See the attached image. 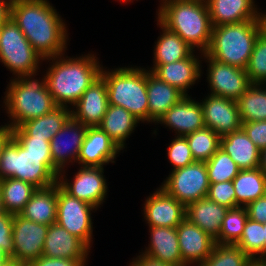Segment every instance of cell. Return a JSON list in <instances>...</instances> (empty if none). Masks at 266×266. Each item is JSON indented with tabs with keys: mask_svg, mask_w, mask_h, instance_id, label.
I'll list each match as a JSON object with an SVG mask.
<instances>
[{
	"mask_svg": "<svg viewBox=\"0 0 266 266\" xmlns=\"http://www.w3.org/2000/svg\"><path fill=\"white\" fill-rule=\"evenodd\" d=\"M200 57H203L209 63L207 66V81L211 95L237 101L252 85L246 70L217 62L205 53Z\"/></svg>",
	"mask_w": 266,
	"mask_h": 266,
	"instance_id": "obj_12",
	"label": "cell"
},
{
	"mask_svg": "<svg viewBox=\"0 0 266 266\" xmlns=\"http://www.w3.org/2000/svg\"><path fill=\"white\" fill-rule=\"evenodd\" d=\"M185 95L147 70L148 123L159 119Z\"/></svg>",
	"mask_w": 266,
	"mask_h": 266,
	"instance_id": "obj_26",
	"label": "cell"
},
{
	"mask_svg": "<svg viewBox=\"0 0 266 266\" xmlns=\"http://www.w3.org/2000/svg\"><path fill=\"white\" fill-rule=\"evenodd\" d=\"M207 198L228 209L236 208V193L232 181L210 183Z\"/></svg>",
	"mask_w": 266,
	"mask_h": 266,
	"instance_id": "obj_42",
	"label": "cell"
},
{
	"mask_svg": "<svg viewBox=\"0 0 266 266\" xmlns=\"http://www.w3.org/2000/svg\"><path fill=\"white\" fill-rule=\"evenodd\" d=\"M194 53L177 62L157 65L150 71L160 80L175 87L185 96H188L187 89H190L202 75L201 60Z\"/></svg>",
	"mask_w": 266,
	"mask_h": 266,
	"instance_id": "obj_21",
	"label": "cell"
},
{
	"mask_svg": "<svg viewBox=\"0 0 266 266\" xmlns=\"http://www.w3.org/2000/svg\"><path fill=\"white\" fill-rule=\"evenodd\" d=\"M220 148L234 160L240 170L260 166L261 150L249 139L243 128L221 136Z\"/></svg>",
	"mask_w": 266,
	"mask_h": 266,
	"instance_id": "obj_27",
	"label": "cell"
},
{
	"mask_svg": "<svg viewBox=\"0 0 266 266\" xmlns=\"http://www.w3.org/2000/svg\"><path fill=\"white\" fill-rule=\"evenodd\" d=\"M120 2L122 1V2H124L125 4L126 3H129V2H133V0H119ZM138 1V0H137Z\"/></svg>",
	"mask_w": 266,
	"mask_h": 266,
	"instance_id": "obj_58",
	"label": "cell"
},
{
	"mask_svg": "<svg viewBox=\"0 0 266 266\" xmlns=\"http://www.w3.org/2000/svg\"><path fill=\"white\" fill-rule=\"evenodd\" d=\"M170 173L160 186L168 195L185 206L207 197L210 183L205 162L194 161Z\"/></svg>",
	"mask_w": 266,
	"mask_h": 266,
	"instance_id": "obj_9",
	"label": "cell"
},
{
	"mask_svg": "<svg viewBox=\"0 0 266 266\" xmlns=\"http://www.w3.org/2000/svg\"><path fill=\"white\" fill-rule=\"evenodd\" d=\"M97 210L93 205L70 196L57 183L56 223L70 234L82 240L89 248L93 241L91 214ZM92 211V212H91Z\"/></svg>",
	"mask_w": 266,
	"mask_h": 266,
	"instance_id": "obj_10",
	"label": "cell"
},
{
	"mask_svg": "<svg viewBox=\"0 0 266 266\" xmlns=\"http://www.w3.org/2000/svg\"><path fill=\"white\" fill-rule=\"evenodd\" d=\"M259 168L266 176V148L261 150Z\"/></svg>",
	"mask_w": 266,
	"mask_h": 266,
	"instance_id": "obj_51",
	"label": "cell"
},
{
	"mask_svg": "<svg viewBox=\"0 0 266 266\" xmlns=\"http://www.w3.org/2000/svg\"><path fill=\"white\" fill-rule=\"evenodd\" d=\"M158 123L176 131L177 136H185L205 127L202 105L191 96H184L159 119Z\"/></svg>",
	"mask_w": 266,
	"mask_h": 266,
	"instance_id": "obj_20",
	"label": "cell"
},
{
	"mask_svg": "<svg viewBox=\"0 0 266 266\" xmlns=\"http://www.w3.org/2000/svg\"><path fill=\"white\" fill-rule=\"evenodd\" d=\"M6 89L4 110L10 117V123L7 125L12 129L28 120L41 117L57 107L44 78L39 81L35 79V75L14 77Z\"/></svg>",
	"mask_w": 266,
	"mask_h": 266,
	"instance_id": "obj_4",
	"label": "cell"
},
{
	"mask_svg": "<svg viewBox=\"0 0 266 266\" xmlns=\"http://www.w3.org/2000/svg\"><path fill=\"white\" fill-rule=\"evenodd\" d=\"M248 220L246 207L228 209L218 237L214 240L220 244H236L242 234Z\"/></svg>",
	"mask_w": 266,
	"mask_h": 266,
	"instance_id": "obj_38",
	"label": "cell"
},
{
	"mask_svg": "<svg viewBox=\"0 0 266 266\" xmlns=\"http://www.w3.org/2000/svg\"><path fill=\"white\" fill-rule=\"evenodd\" d=\"M12 0H0V24L5 23L10 18V8Z\"/></svg>",
	"mask_w": 266,
	"mask_h": 266,
	"instance_id": "obj_50",
	"label": "cell"
},
{
	"mask_svg": "<svg viewBox=\"0 0 266 266\" xmlns=\"http://www.w3.org/2000/svg\"><path fill=\"white\" fill-rule=\"evenodd\" d=\"M143 208L149 227H177L186 218V206L161 187L146 198Z\"/></svg>",
	"mask_w": 266,
	"mask_h": 266,
	"instance_id": "obj_16",
	"label": "cell"
},
{
	"mask_svg": "<svg viewBox=\"0 0 266 266\" xmlns=\"http://www.w3.org/2000/svg\"><path fill=\"white\" fill-rule=\"evenodd\" d=\"M138 123L140 121L123 107L109 104L98 127L123 150L126 145L125 141L134 132Z\"/></svg>",
	"mask_w": 266,
	"mask_h": 266,
	"instance_id": "obj_29",
	"label": "cell"
},
{
	"mask_svg": "<svg viewBox=\"0 0 266 266\" xmlns=\"http://www.w3.org/2000/svg\"><path fill=\"white\" fill-rule=\"evenodd\" d=\"M195 161L207 162L220 148V136L204 127L185 135Z\"/></svg>",
	"mask_w": 266,
	"mask_h": 266,
	"instance_id": "obj_36",
	"label": "cell"
},
{
	"mask_svg": "<svg viewBox=\"0 0 266 266\" xmlns=\"http://www.w3.org/2000/svg\"><path fill=\"white\" fill-rule=\"evenodd\" d=\"M57 183L53 186L37 189L20 213L33 222L51 225L56 223Z\"/></svg>",
	"mask_w": 266,
	"mask_h": 266,
	"instance_id": "obj_30",
	"label": "cell"
},
{
	"mask_svg": "<svg viewBox=\"0 0 266 266\" xmlns=\"http://www.w3.org/2000/svg\"><path fill=\"white\" fill-rule=\"evenodd\" d=\"M253 262L236 244L215 243L210 255L199 266H250Z\"/></svg>",
	"mask_w": 266,
	"mask_h": 266,
	"instance_id": "obj_37",
	"label": "cell"
},
{
	"mask_svg": "<svg viewBox=\"0 0 266 266\" xmlns=\"http://www.w3.org/2000/svg\"><path fill=\"white\" fill-rule=\"evenodd\" d=\"M157 25L162 30V34L155 42L154 47V59L153 67L154 69L157 65L169 64L172 62H177L189 57L194 51L178 34L168 30L163 26L158 20Z\"/></svg>",
	"mask_w": 266,
	"mask_h": 266,
	"instance_id": "obj_31",
	"label": "cell"
},
{
	"mask_svg": "<svg viewBox=\"0 0 266 266\" xmlns=\"http://www.w3.org/2000/svg\"><path fill=\"white\" fill-rule=\"evenodd\" d=\"M236 102L242 123L266 120V88L263 84H252Z\"/></svg>",
	"mask_w": 266,
	"mask_h": 266,
	"instance_id": "obj_34",
	"label": "cell"
},
{
	"mask_svg": "<svg viewBox=\"0 0 266 266\" xmlns=\"http://www.w3.org/2000/svg\"><path fill=\"white\" fill-rule=\"evenodd\" d=\"M248 218L260 223H266V197L254 200L246 206Z\"/></svg>",
	"mask_w": 266,
	"mask_h": 266,
	"instance_id": "obj_47",
	"label": "cell"
},
{
	"mask_svg": "<svg viewBox=\"0 0 266 266\" xmlns=\"http://www.w3.org/2000/svg\"><path fill=\"white\" fill-rule=\"evenodd\" d=\"M87 129L88 126L70 117L50 140L53 168L58 175L70 163H77Z\"/></svg>",
	"mask_w": 266,
	"mask_h": 266,
	"instance_id": "obj_14",
	"label": "cell"
},
{
	"mask_svg": "<svg viewBox=\"0 0 266 266\" xmlns=\"http://www.w3.org/2000/svg\"><path fill=\"white\" fill-rule=\"evenodd\" d=\"M157 13V20L191 48L201 55L207 51L213 26L205 0H167Z\"/></svg>",
	"mask_w": 266,
	"mask_h": 266,
	"instance_id": "obj_3",
	"label": "cell"
},
{
	"mask_svg": "<svg viewBox=\"0 0 266 266\" xmlns=\"http://www.w3.org/2000/svg\"><path fill=\"white\" fill-rule=\"evenodd\" d=\"M41 60V61H40ZM0 62L16 77L36 75L43 58L34 50L18 25L9 18L0 33Z\"/></svg>",
	"mask_w": 266,
	"mask_h": 266,
	"instance_id": "obj_8",
	"label": "cell"
},
{
	"mask_svg": "<svg viewBox=\"0 0 266 266\" xmlns=\"http://www.w3.org/2000/svg\"><path fill=\"white\" fill-rule=\"evenodd\" d=\"M167 156L173 166L172 171L190 165L195 161L185 136L175 135L168 146Z\"/></svg>",
	"mask_w": 266,
	"mask_h": 266,
	"instance_id": "obj_41",
	"label": "cell"
},
{
	"mask_svg": "<svg viewBox=\"0 0 266 266\" xmlns=\"http://www.w3.org/2000/svg\"><path fill=\"white\" fill-rule=\"evenodd\" d=\"M232 183L236 193V207H246L249 203L265 195L266 176L259 167L240 170Z\"/></svg>",
	"mask_w": 266,
	"mask_h": 266,
	"instance_id": "obj_32",
	"label": "cell"
},
{
	"mask_svg": "<svg viewBox=\"0 0 266 266\" xmlns=\"http://www.w3.org/2000/svg\"><path fill=\"white\" fill-rule=\"evenodd\" d=\"M90 248L57 223L48 226L43 255L50 258L86 260Z\"/></svg>",
	"mask_w": 266,
	"mask_h": 266,
	"instance_id": "obj_22",
	"label": "cell"
},
{
	"mask_svg": "<svg viewBox=\"0 0 266 266\" xmlns=\"http://www.w3.org/2000/svg\"><path fill=\"white\" fill-rule=\"evenodd\" d=\"M5 213L2 201V192H1V179H0V214Z\"/></svg>",
	"mask_w": 266,
	"mask_h": 266,
	"instance_id": "obj_55",
	"label": "cell"
},
{
	"mask_svg": "<svg viewBox=\"0 0 266 266\" xmlns=\"http://www.w3.org/2000/svg\"><path fill=\"white\" fill-rule=\"evenodd\" d=\"M200 103L205 127L212 129L220 137L242 128L235 100L208 94Z\"/></svg>",
	"mask_w": 266,
	"mask_h": 266,
	"instance_id": "obj_15",
	"label": "cell"
},
{
	"mask_svg": "<svg viewBox=\"0 0 266 266\" xmlns=\"http://www.w3.org/2000/svg\"><path fill=\"white\" fill-rule=\"evenodd\" d=\"M236 245L253 261H265L264 223L248 218Z\"/></svg>",
	"mask_w": 266,
	"mask_h": 266,
	"instance_id": "obj_35",
	"label": "cell"
},
{
	"mask_svg": "<svg viewBox=\"0 0 266 266\" xmlns=\"http://www.w3.org/2000/svg\"><path fill=\"white\" fill-rule=\"evenodd\" d=\"M13 129L5 124L4 126H0V157L3 150V147L7 144V142L12 138Z\"/></svg>",
	"mask_w": 266,
	"mask_h": 266,
	"instance_id": "obj_49",
	"label": "cell"
},
{
	"mask_svg": "<svg viewBox=\"0 0 266 266\" xmlns=\"http://www.w3.org/2000/svg\"><path fill=\"white\" fill-rule=\"evenodd\" d=\"M129 266H173V265L151 259L150 257L141 254L140 252V255L133 258V261L130 263Z\"/></svg>",
	"mask_w": 266,
	"mask_h": 266,
	"instance_id": "obj_48",
	"label": "cell"
},
{
	"mask_svg": "<svg viewBox=\"0 0 266 266\" xmlns=\"http://www.w3.org/2000/svg\"><path fill=\"white\" fill-rule=\"evenodd\" d=\"M228 208L207 197L186 205V219L204 230L214 240L218 237Z\"/></svg>",
	"mask_w": 266,
	"mask_h": 266,
	"instance_id": "obj_28",
	"label": "cell"
},
{
	"mask_svg": "<svg viewBox=\"0 0 266 266\" xmlns=\"http://www.w3.org/2000/svg\"><path fill=\"white\" fill-rule=\"evenodd\" d=\"M242 128L260 150L266 148V120L243 122Z\"/></svg>",
	"mask_w": 266,
	"mask_h": 266,
	"instance_id": "obj_44",
	"label": "cell"
},
{
	"mask_svg": "<svg viewBox=\"0 0 266 266\" xmlns=\"http://www.w3.org/2000/svg\"><path fill=\"white\" fill-rule=\"evenodd\" d=\"M64 54L43 60L53 63L43 78L56 105L71 109V105L101 75L103 66L95 54H82L76 58H65Z\"/></svg>",
	"mask_w": 266,
	"mask_h": 266,
	"instance_id": "obj_2",
	"label": "cell"
},
{
	"mask_svg": "<svg viewBox=\"0 0 266 266\" xmlns=\"http://www.w3.org/2000/svg\"><path fill=\"white\" fill-rule=\"evenodd\" d=\"M10 18L43 60L66 52L65 21L48 0H12Z\"/></svg>",
	"mask_w": 266,
	"mask_h": 266,
	"instance_id": "obj_1",
	"label": "cell"
},
{
	"mask_svg": "<svg viewBox=\"0 0 266 266\" xmlns=\"http://www.w3.org/2000/svg\"><path fill=\"white\" fill-rule=\"evenodd\" d=\"M37 190L32 184L13 178L1 179L2 201L5 212L18 215Z\"/></svg>",
	"mask_w": 266,
	"mask_h": 266,
	"instance_id": "obj_33",
	"label": "cell"
},
{
	"mask_svg": "<svg viewBox=\"0 0 266 266\" xmlns=\"http://www.w3.org/2000/svg\"><path fill=\"white\" fill-rule=\"evenodd\" d=\"M205 163L209 183L232 181L240 172L234 160L221 148Z\"/></svg>",
	"mask_w": 266,
	"mask_h": 266,
	"instance_id": "obj_39",
	"label": "cell"
},
{
	"mask_svg": "<svg viewBox=\"0 0 266 266\" xmlns=\"http://www.w3.org/2000/svg\"><path fill=\"white\" fill-rule=\"evenodd\" d=\"M71 117V109L57 106L47 114L28 120L19 127L13 128V138L48 139L58 133Z\"/></svg>",
	"mask_w": 266,
	"mask_h": 266,
	"instance_id": "obj_24",
	"label": "cell"
},
{
	"mask_svg": "<svg viewBox=\"0 0 266 266\" xmlns=\"http://www.w3.org/2000/svg\"><path fill=\"white\" fill-rule=\"evenodd\" d=\"M108 105L107 85L100 75L72 106L71 117L88 127H96L101 123Z\"/></svg>",
	"mask_w": 266,
	"mask_h": 266,
	"instance_id": "obj_17",
	"label": "cell"
},
{
	"mask_svg": "<svg viewBox=\"0 0 266 266\" xmlns=\"http://www.w3.org/2000/svg\"><path fill=\"white\" fill-rule=\"evenodd\" d=\"M5 178L22 180L42 189L55 185L58 174L51 155L29 154L12 137L0 157V179Z\"/></svg>",
	"mask_w": 266,
	"mask_h": 266,
	"instance_id": "obj_7",
	"label": "cell"
},
{
	"mask_svg": "<svg viewBox=\"0 0 266 266\" xmlns=\"http://www.w3.org/2000/svg\"><path fill=\"white\" fill-rule=\"evenodd\" d=\"M213 27L260 20L254 0H205Z\"/></svg>",
	"mask_w": 266,
	"mask_h": 266,
	"instance_id": "obj_23",
	"label": "cell"
},
{
	"mask_svg": "<svg viewBox=\"0 0 266 266\" xmlns=\"http://www.w3.org/2000/svg\"><path fill=\"white\" fill-rule=\"evenodd\" d=\"M3 266H26V265L11 259L8 263H6Z\"/></svg>",
	"mask_w": 266,
	"mask_h": 266,
	"instance_id": "obj_54",
	"label": "cell"
},
{
	"mask_svg": "<svg viewBox=\"0 0 266 266\" xmlns=\"http://www.w3.org/2000/svg\"><path fill=\"white\" fill-rule=\"evenodd\" d=\"M29 154L51 155L50 141L39 138H14Z\"/></svg>",
	"mask_w": 266,
	"mask_h": 266,
	"instance_id": "obj_45",
	"label": "cell"
},
{
	"mask_svg": "<svg viewBox=\"0 0 266 266\" xmlns=\"http://www.w3.org/2000/svg\"><path fill=\"white\" fill-rule=\"evenodd\" d=\"M11 260V257L0 248V266L5 265Z\"/></svg>",
	"mask_w": 266,
	"mask_h": 266,
	"instance_id": "obj_52",
	"label": "cell"
},
{
	"mask_svg": "<svg viewBox=\"0 0 266 266\" xmlns=\"http://www.w3.org/2000/svg\"><path fill=\"white\" fill-rule=\"evenodd\" d=\"M149 232L150 244L141 254L173 266H185L181 258L176 227H149Z\"/></svg>",
	"mask_w": 266,
	"mask_h": 266,
	"instance_id": "obj_25",
	"label": "cell"
},
{
	"mask_svg": "<svg viewBox=\"0 0 266 266\" xmlns=\"http://www.w3.org/2000/svg\"><path fill=\"white\" fill-rule=\"evenodd\" d=\"M246 72L252 84L266 82V33L264 31L257 36Z\"/></svg>",
	"mask_w": 266,
	"mask_h": 266,
	"instance_id": "obj_40",
	"label": "cell"
},
{
	"mask_svg": "<svg viewBox=\"0 0 266 266\" xmlns=\"http://www.w3.org/2000/svg\"><path fill=\"white\" fill-rule=\"evenodd\" d=\"M260 20L262 24V31L266 33V13L263 14L262 12H260Z\"/></svg>",
	"mask_w": 266,
	"mask_h": 266,
	"instance_id": "obj_53",
	"label": "cell"
},
{
	"mask_svg": "<svg viewBox=\"0 0 266 266\" xmlns=\"http://www.w3.org/2000/svg\"><path fill=\"white\" fill-rule=\"evenodd\" d=\"M182 262L199 266L210 255L215 241L186 218L176 227Z\"/></svg>",
	"mask_w": 266,
	"mask_h": 266,
	"instance_id": "obj_18",
	"label": "cell"
},
{
	"mask_svg": "<svg viewBox=\"0 0 266 266\" xmlns=\"http://www.w3.org/2000/svg\"><path fill=\"white\" fill-rule=\"evenodd\" d=\"M14 215L7 212L0 214V248L11 258L14 252V242L12 238Z\"/></svg>",
	"mask_w": 266,
	"mask_h": 266,
	"instance_id": "obj_43",
	"label": "cell"
},
{
	"mask_svg": "<svg viewBox=\"0 0 266 266\" xmlns=\"http://www.w3.org/2000/svg\"><path fill=\"white\" fill-rule=\"evenodd\" d=\"M265 261H266V223H264Z\"/></svg>",
	"mask_w": 266,
	"mask_h": 266,
	"instance_id": "obj_57",
	"label": "cell"
},
{
	"mask_svg": "<svg viewBox=\"0 0 266 266\" xmlns=\"http://www.w3.org/2000/svg\"><path fill=\"white\" fill-rule=\"evenodd\" d=\"M105 78L108 104L121 106L135 118L148 122L147 69L118 67L108 71L102 67Z\"/></svg>",
	"mask_w": 266,
	"mask_h": 266,
	"instance_id": "obj_6",
	"label": "cell"
},
{
	"mask_svg": "<svg viewBox=\"0 0 266 266\" xmlns=\"http://www.w3.org/2000/svg\"><path fill=\"white\" fill-rule=\"evenodd\" d=\"M66 172H59L57 183L70 196L85 201L97 209L105 202L107 195V181L104 177V167L80 166L70 182L64 175Z\"/></svg>",
	"mask_w": 266,
	"mask_h": 266,
	"instance_id": "obj_11",
	"label": "cell"
},
{
	"mask_svg": "<svg viewBox=\"0 0 266 266\" xmlns=\"http://www.w3.org/2000/svg\"><path fill=\"white\" fill-rule=\"evenodd\" d=\"M88 260L50 258L41 255L39 258L31 261L27 266H86Z\"/></svg>",
	"mask_w": 266,
	"mask_h": 266,
	"instance_id": "obj_46",
	"label": "cell"
},
{
	"mask_svg": "<svg viewBox=\"0 0 266 266\" xmlns=\"http://www.w3.org/2000/svg\"><path fill=\"white\" fill-rule=\"evenodd\" d=\"M250 266H266V261H254Z\"/></svg>",
	"mask_w": 266,
	"mask_h": 266,
	"instance_id": "obj_56",
	"label": "cell"
},
{
	"mask_svg": "<svg viewBox=\"0 0 266 266\" xmlns=\"http://www.w3.org/2000/svg\"><path fill=\"white\" fill-rule=\"evenodd\" d=\"M120 152L121 149L106 132L98 126L88 127L77 163L81 166L104 167L109 162L115 163L114 159Z\"/></svg>",
	"mask_w": 266,
	"mask_h": 266,
	"instance_id": "obj_19",
	"label": "cell"
},
{
	"mask_svg": "<svg viewBox=\"0 0 266 266\" xmlns=\"http://www.w3.org/2000/svg\"><path fill=\"white\" fill-rule=\"evenodd\" d=\"M261 31V20L215 26L205 54L217 62L246 70Z\"/></svg>",
	"mask_w": 266,
	"mask_h": 266,
	"instance_id": "obj_5",
	"label": "cell"
},
{
	"mask_svg": "<svg viewBox=\"0 0 266 266\" xmlns=\"http://www.w3.org/2000/svg\"><path fill=\"white\" fill-rule=\"evenodd\" d=\"M48 225L33 222L20 214L14 215L12 238L14 252L11 258L26 266L43 255Z\"/></svg>",
	"mask_w": 266,
	"mask_h": 266,
	"instance_id": "obj_13",
	"label": "cell"
}]
</instances>
